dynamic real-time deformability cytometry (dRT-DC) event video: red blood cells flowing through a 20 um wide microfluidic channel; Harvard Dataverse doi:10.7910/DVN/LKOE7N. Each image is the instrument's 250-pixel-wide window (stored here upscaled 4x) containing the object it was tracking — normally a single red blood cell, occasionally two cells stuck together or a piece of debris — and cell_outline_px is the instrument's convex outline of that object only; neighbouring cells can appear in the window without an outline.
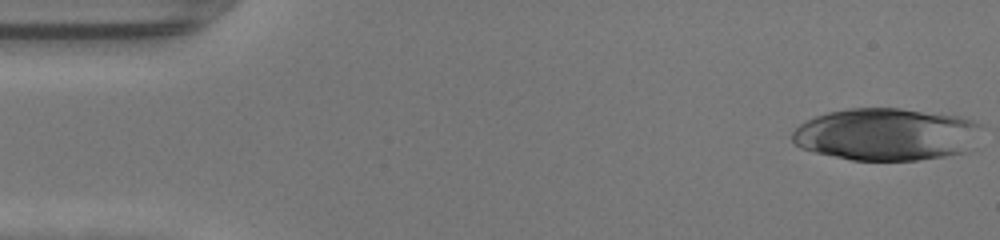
{"species": "human", "species_latin": "Homo sapiens", "temperature_condition": "warm", "stored_images_in_passage": 47, "camera_frame_rate_fps": 3000, "um_per_image_px": 0.085, "donor": {"sex": "female"}, "frame": {"image": 1, "passage_image": 1, "time_ms": 0.0, "image_size_px": [1000, 240], "cell_outline_px": [[980, 124], [968, 152], [920, 160], [852, 160], [816, 152], [800, 148], [792, 140], [792, 132], [800, 124], [816, 116], [828, 112], [848, 108], [900, 108], [960, 116], [972, 120]], "centroid_in_image_um": [75.31, 11.41], "position_along_channel_um": 9.7, "area_um2": 57.45}}
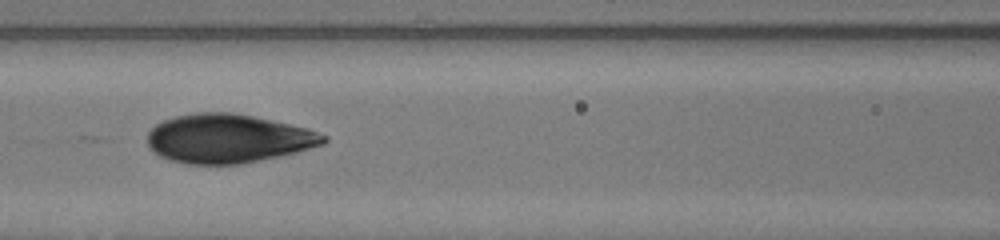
{"frame": {"image": 2, "passage_image": 20, "time_ms": 6.333, "image_size_px": [1000, 240], "cell_outline_px": [[328, 140], [324, 144], [296, 152], [280, 156], [240, 164], [188, 164], [172, 160], [160, 156], [152, 152], [148, 148], [148, 132], [156, 124], [164, 120], [176, 116], [196, 112], [232, 112], [272, 120], [308, 128], [328, 136]], "centroid_in_image_um": [19.39, 11.77], "position_along_channel_um": 147.2, "area_um2": 50.23}}
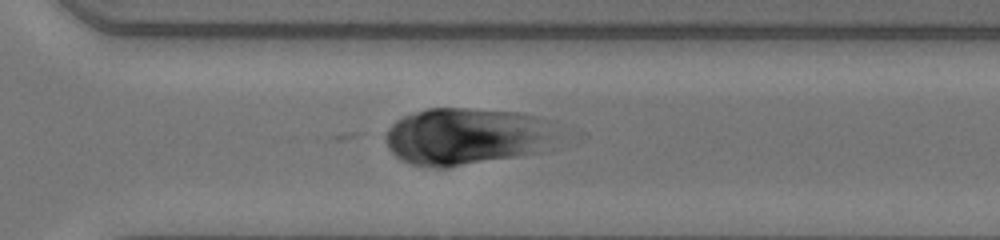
{"frame": {"image": 3, "passage_image": 33, "time_ms": 10.667, "image_size_px": [1000, 240], "cell_outline_px": [[552, 136], [528, 152], [516, 156], [448, 168], [436, 168], [408, 164], [400, 160], [388, 148], [384, 136], [388, 128], [396, 120], [404, 116], [428, 108], [468, 108], [516, 112], [536, 116], [548, 120]], "centroid_in_image_um": [39.43, 11.58], "position_along_channel_um": 331.2, "area_um2": 55.89}}